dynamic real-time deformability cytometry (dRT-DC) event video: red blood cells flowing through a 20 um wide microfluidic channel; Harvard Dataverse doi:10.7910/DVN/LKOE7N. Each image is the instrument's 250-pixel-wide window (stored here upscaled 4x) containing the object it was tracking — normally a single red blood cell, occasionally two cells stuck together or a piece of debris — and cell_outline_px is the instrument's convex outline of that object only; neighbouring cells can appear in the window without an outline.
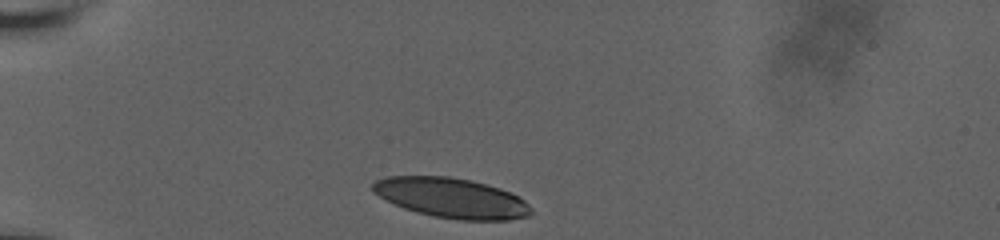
{"species": "human", "species_latin": "Homo sapiens", "temperature_condition": "room temperature", "stored_images_in_passage": 33, "camera_frame_rate_fps": 3000, "um_per_image_px": 0.085, "donor": {"sex": "male"}, "frame": {"image": 1, "passage_image": 1, "time_ms": 0.0, "image_size_px": [1000, 240], "cell_outline_px": [[532, 212], [528, 216], [508, 220], [460, 220], [432, 216], [416, 212], [404, 208], [372, 192], [372, 184], [376, 180], [388, 176], [448, 176], [472, 180], [488, 184], [512, 192], [524, 200], [532, 208]], "centroid_in_image_um": [38.41, 16.82], "position_along_channel_um": 46.6, "area_um2": 36.99}}
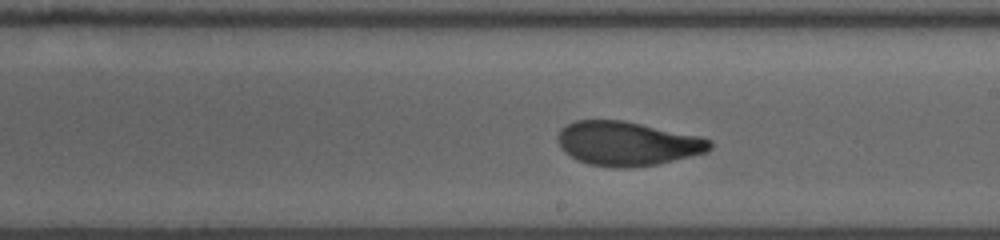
{"frame": {"image": 2, "passage_image": 19, "time_ms": 6.0, "image_size_px": [1000, 240], "cell_outline_px": [[712, 148], [708, 152], [656, 164], [624, 168], [612, 168], [588, 164], [576, 160], [564, 152], [560, 148], [556, 140], [556, 136], [560, 128], [576, 120], [624, 120], [704, 136], [712, 140]], "centroid_in_image_um": [53.32, 12.19], "position_along_channel_um": 235.7, "area_um2": 39.77}}
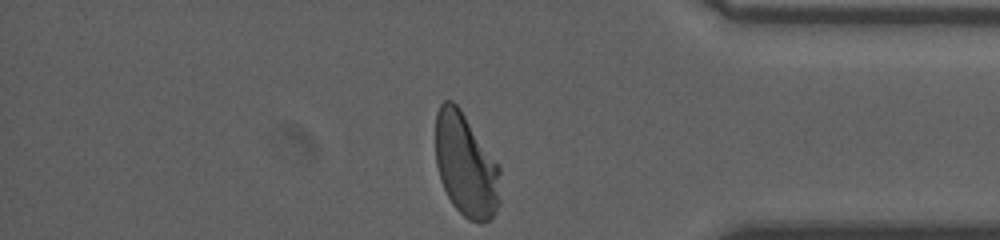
{"frame": {"image": 3, "passage_image": 33, "time_ms": 10.667, "image_size_px": [1000, 240], "cell_outline_px": [[500, 204], [496, 212], [488, 220], [480, 224], [468, 220], [452, 204], [440, 180], [436, 164], [436, 112], [440, 104], [444, 100], [452, 100], [460, 108], [500, 168]], "centroid_in_image_um": [39.6, 14.06], "position_along_channel_um": 395.6, "area_um2": 38.96}, "authors_computed_cell_mechanics": {"area_um2": 38.8416, "velocity_mm_per_s": 3.7888, "shape_relaxation_time_tau1_ms": 5.2463, "shape_relaxation_time_tau2_ms": 1.0442, "deformation_change_tau1": 0.2043, "deformation_change_tau2": 0.0695}}